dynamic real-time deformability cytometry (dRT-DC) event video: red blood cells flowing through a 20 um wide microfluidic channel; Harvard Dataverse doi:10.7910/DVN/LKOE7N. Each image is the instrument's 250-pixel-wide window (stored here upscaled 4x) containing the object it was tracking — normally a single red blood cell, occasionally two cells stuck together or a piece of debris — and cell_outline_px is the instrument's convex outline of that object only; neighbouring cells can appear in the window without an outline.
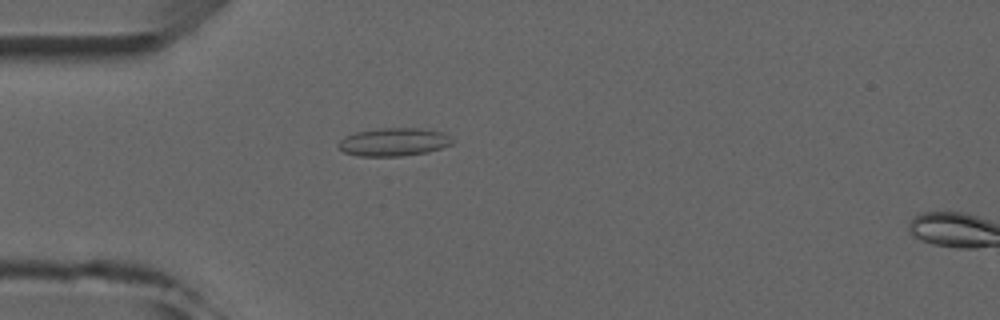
{"species": "common noctule bat (a hibernating species)", "species_latin": "Nyctalus noctula", "temperature_condition": "room temperature", "stored_images_in_passage": 5, "camera_frame_rate_fps": 3000, "um_per_image_px": 0.085, "animal": {"sex": "male", "forearm_length_mm": 52.5}, "frame": {"image": 1, "passage_image": 4, "time_ms": 3.667, "image_size_px": [1000, 320], "cell_outline_px": [[452, 144], [428, 152], [400, 156], [356, 156], [344, 152], [336, 148], [336, 144], [344, 136], [356, 132], [380, 128], [424, 128], [444, 132], [452, 140]], "centroid_in_image_um": [33.42, 12.07], "position_along_channel_um": 51.6, "area_um2": 18.84}}